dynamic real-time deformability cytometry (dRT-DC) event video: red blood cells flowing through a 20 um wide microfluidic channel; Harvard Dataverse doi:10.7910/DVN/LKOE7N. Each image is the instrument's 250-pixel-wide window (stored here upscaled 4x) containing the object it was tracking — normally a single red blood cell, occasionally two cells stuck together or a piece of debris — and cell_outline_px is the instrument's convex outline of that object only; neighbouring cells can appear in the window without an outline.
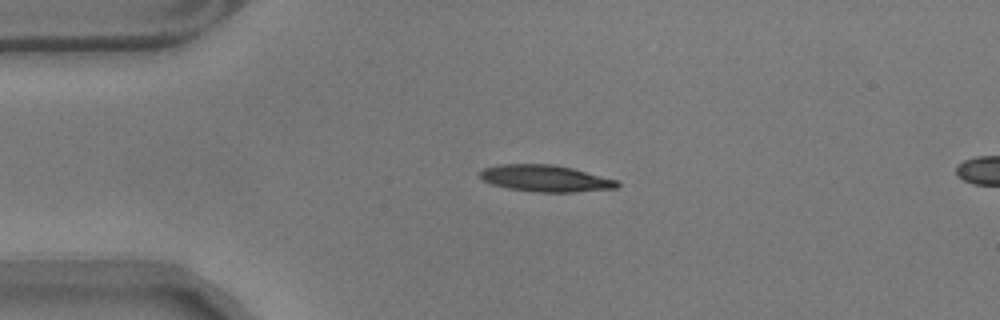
{"species": "common noctule bat (a hibernating species)", "species_latin": "Nyctalus noctula", "temperature_condition": "warm", "stored_images_in_passage": 4, "camera_frame_rate_fps": 3000, "um_per_image_px": 0.085, "animal": {"sex": "male", "body_mass_g": 17.9}, "frame": {"image": 1, "passage_image": 1, "time_ms": 0.0, "image_size_px": [1000, 320], "cell_outline_px": [[620, 184], [616, 188], [572, 192], [532, 192], [508, 188], [492, 184], [484, 180], [480, 176], [480, 172], [484, 168], [500, 164], [552, 164], [572, 168], [616, 180]], "centroid_in_image_um": [46.34, 15.16], "position_along_channel_um": 38.7, "area_um2": 21.1}}